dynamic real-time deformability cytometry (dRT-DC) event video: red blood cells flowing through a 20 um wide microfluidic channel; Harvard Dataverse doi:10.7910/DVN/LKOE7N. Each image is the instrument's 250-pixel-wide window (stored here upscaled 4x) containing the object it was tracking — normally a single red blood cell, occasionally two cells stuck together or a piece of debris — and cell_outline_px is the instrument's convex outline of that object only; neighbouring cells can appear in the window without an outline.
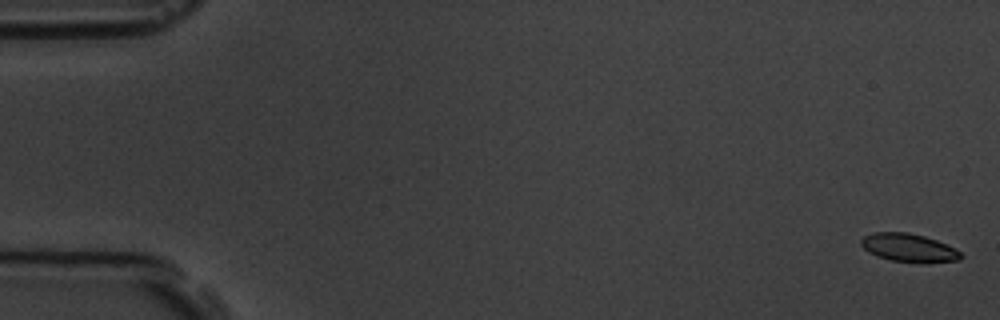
{"species": "common noctule bat (a hibernating species)", "species_latin": "Nyctalus noctula", "temperature_condition": "room temperature", "stored_images_in_passage": 5, "camera_frame_rate_fps": 3000, "um_per_image_px": 0.085, "animal": {"sex": "male", "body_mass_g": 19.5, "forearm_length_mm": 54.6}, "frame": {"image": 1, "passage_image": 1, "time_ms": 0.0, "image_size_px": [1000, 320], "cell_outline_px": [[964, 256], [960, 260], [920, 264], [892, 260], [876, 256], [868, 252], [860, 244], [860, 240], [864, 236], [872, 232], [908, 232], [924, 236], [936, 240], [960, 252]], "centroid_in_image_um": [77.23, 21.07], "position_along_channel_um": 7.8, "area_um2": 16.59}}
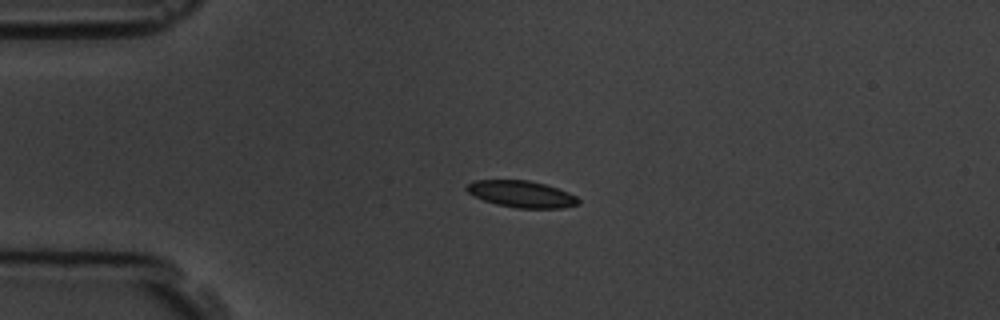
{"frame": {"image": 2, "passage_image": 4, "time_ms": 4.333, "image_size_px": [1000, 320], "cell_outline_px": [[580, 204], [564, 208], [516, 208], [496, 204], [484, 200], [468, 192], [464, 188], [472, 180], [528, 180], [544, 184], [568, 192], [576, 196], [580, 200]], "centroid_in_image_um": [44.34, 16.5], "position_along_channel_um": 40.7, "area_um2": 17.34}}